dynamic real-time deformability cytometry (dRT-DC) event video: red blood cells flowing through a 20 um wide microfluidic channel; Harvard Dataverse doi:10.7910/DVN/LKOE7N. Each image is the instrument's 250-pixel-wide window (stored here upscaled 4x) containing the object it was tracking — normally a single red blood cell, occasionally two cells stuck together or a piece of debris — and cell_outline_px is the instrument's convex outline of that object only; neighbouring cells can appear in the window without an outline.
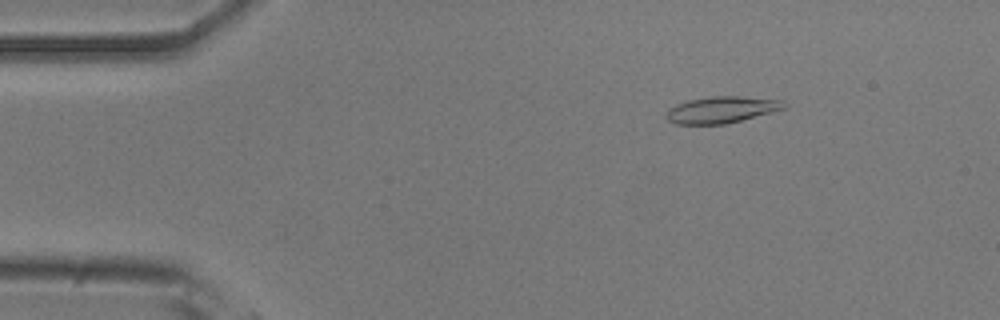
{"species": "common noctule bat (a hibernating species)", "species_latin": "Nyctalus noctula", "temperature_condition": "room temperature", "stored_images_in_passage": 46, "camera_frame_rate_fps": 3000, "um_per_image_px": 0.085, "animal": {"sex": "male", "body_mass_g": 20.5, "forearm_length_mm": 52.5}, "frame": {"image": 1, "passage_image": 1, "time_ms": 0.0, "image_size_px": [1000, 320], "cell_outline_px": [[788, 104], [784, 108], [772, 112], [724, 124], [672, 124], [664, 116], [668, 108], [676, 104], [688, 100], [712, 96], [736, 96], [784, 100]], "centroid_in_image_um": [61.29, 9.32], "position_along_channel_um": 23.7, "area_um2": 18.26}}
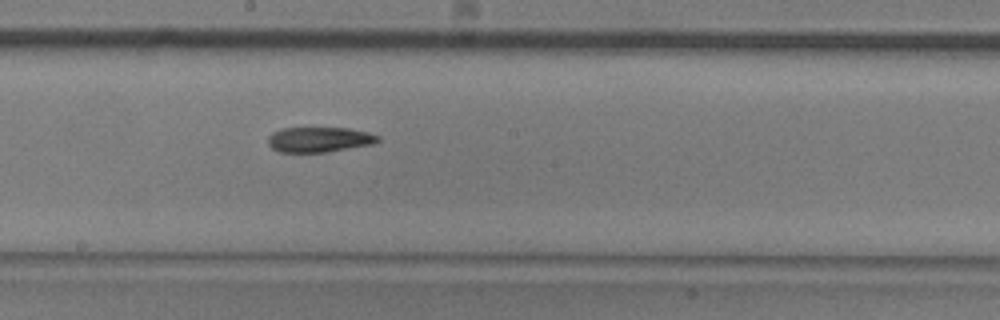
{"frame": {"image": 2, "passage_image": 22, "time_ms": 7.0, "image_size_px": [1000, 320], "cell_outline_px": [[380, 140], [372, 144], [328, 152], [280, 152], [272, 148], [268, 144], [268, 136], [272, 132], [280, 128], [348, 128], [368, 132], [380, 136]], "centroid_in_image_um": [27.12, 11.86], "position_along_channel_um": 221.1, "area_um2": 16.18}}
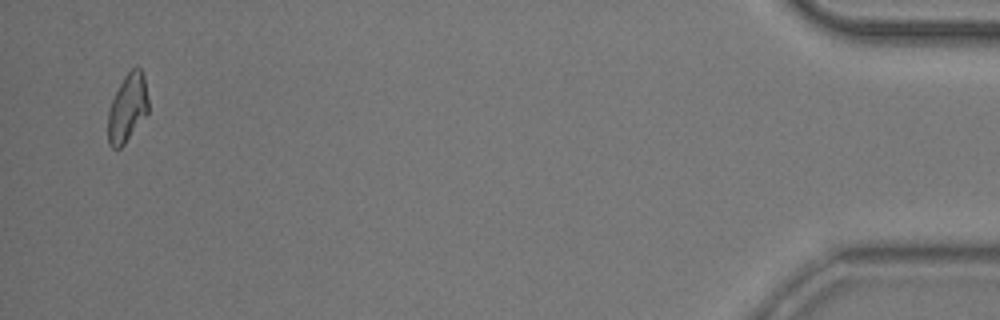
{"frame": {"image": 3, "passage_image": 45, "time_ms": 14.667, "image_size_px": [1000, 320], "cell_outline_px": [[148, 112], [124, 144], [120, 148], [112, 148], [108, 144], [108, 112], [112, 100], [124, 76], [132, 68], [140, 68], [144, 76], [148, 100]], "centroid_in_image_um": [10.83, 9.19], "position_along_channel_um": 424.4, "area_um2": 15.78}, "authors_computed_cell_mechanics": {"area_um2": 16.8487, "velocity_mm_per_s": 3.7856, "shape_relaxation_time_tau1_ms": 5.5136, "shape_relaxation_time_tau2_ms": 6.1638, "deformation_change_tau1": 0.1644, "deformation_change_tau2": 0.1263}}